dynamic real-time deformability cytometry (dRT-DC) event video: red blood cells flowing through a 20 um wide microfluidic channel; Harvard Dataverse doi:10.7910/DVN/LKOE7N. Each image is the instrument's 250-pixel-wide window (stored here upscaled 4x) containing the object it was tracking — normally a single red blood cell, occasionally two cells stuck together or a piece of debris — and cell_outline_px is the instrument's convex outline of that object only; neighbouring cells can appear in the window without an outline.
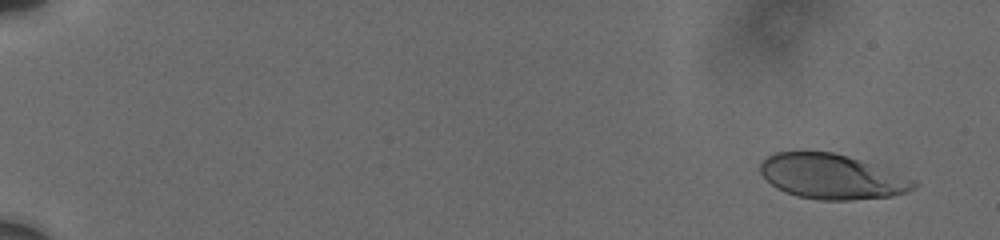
{"species": "human", "species_latin": "Homo sapiens", "temperature_condition": "cold", "stored_images_in_passage": 29, "camera_frame_rate_fps": 3000, "um_per_image_px": 0.085, "donor": {"sex": "male"}, "frame": {"image": 1, "passage_image": 1, "time_ms": 0.0, "image_size_px": [1000, 240], "cell_outline_px": [[920, 184], [916, 188], [892, 196], [848, 200], [820, 200], [796, 196], [776, 188], [760, 172], [760, 160], [772, 152], [832, 152], [848, 156], [860, 160], [912, 180]], "centroid_in_image_um": [70.63, 15.01], "position_along_channel_um": 14.4, "area_um2": 39.65}}
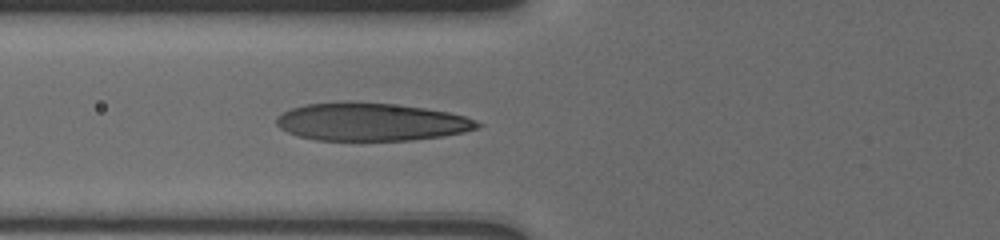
{"frame": {"image": 2, "passage_image": 22, "time_ms": 7.0, "image_size_px": [1000, 240], "cell_outline_px": [[484, 124], [480, 128], [464, 132], [440, 136], [412, 140], [316, 140], [300, 136], [288, 132], [280, 128], [276, 124], [276, 116], [292, 108], [308, 104], [348, 100], [392, 104], [424, 108], [448, 112], [464, 116], [476, 120]], "centroid_in_image_um": [31.55, 10.35], "position_along_channel_um": 94.2, "area_um2": 44.51}}
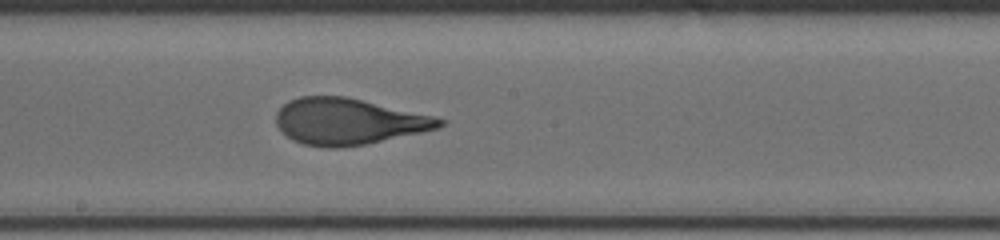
{"frame": {"image": 3, "passage_image": 29, "time_ms": 10.333, "image_size_px": [1000, 240], "cell_outline_px": [[448, 120], [440, 128], [364, 144], [336, 148], [328, 148], [304, 144], [292, 140], [276, 124], [276, 112], [288, 100], [300, 96], [344, 96], [436, 116]], "centroid_in_image_um": [29.63, 10.31], "position_along_channel_um": 218.6, "area_um2": 43.93}}